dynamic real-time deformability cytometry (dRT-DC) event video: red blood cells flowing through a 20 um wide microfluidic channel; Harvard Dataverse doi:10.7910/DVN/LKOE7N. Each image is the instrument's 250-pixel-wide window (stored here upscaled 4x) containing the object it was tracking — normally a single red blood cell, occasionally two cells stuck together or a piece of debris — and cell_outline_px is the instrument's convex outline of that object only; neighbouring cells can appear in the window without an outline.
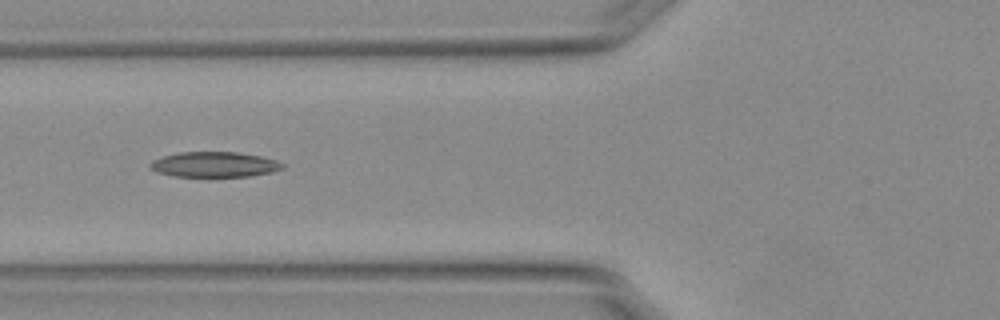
{"species": "Egyptian fruit bat (a non-hibernating species)", "species_latin": "Rousettus aegyptiacus", "temperature_condition": "warm", "stored_images_in_passage": 14, "camera_frame_rate_fps": 3000, "um_per_image_px": 0.085, "animal": {"sex": "female"}, "frame": {"image": 1, "passage_image": 5, "time_ms": 1.333, "image_size_px": [1000, 320], "cell_outline_px": [[284, 168], [272, 172], [248, 176], [208, 180], [176, 176], [156, 172], [148, 164], [152, 160], [164, 156], [180, 152], [240, 152], [260, 156], [276, 160], [284, 164]], "centroid_in_image_um": [18.22, 14.03], "position_along_channel_um": 107.6, "area_um2": 20.4}}